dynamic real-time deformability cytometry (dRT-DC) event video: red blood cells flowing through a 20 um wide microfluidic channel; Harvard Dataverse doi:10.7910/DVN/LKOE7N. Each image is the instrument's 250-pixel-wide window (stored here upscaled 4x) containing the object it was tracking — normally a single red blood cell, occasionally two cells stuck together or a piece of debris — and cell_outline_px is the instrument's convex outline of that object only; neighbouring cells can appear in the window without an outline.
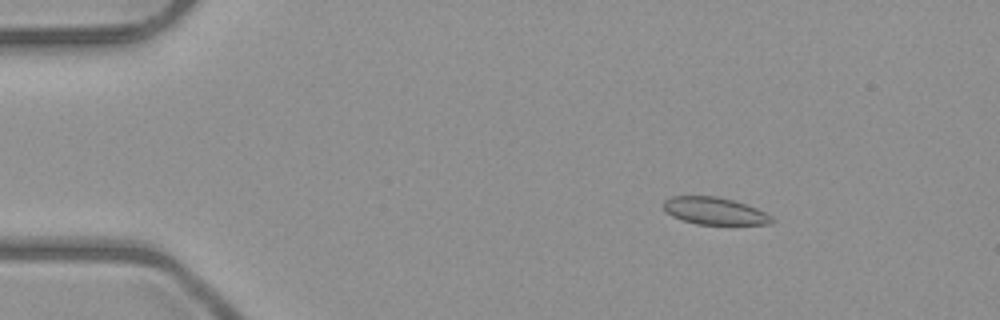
{"species": "common noctule bat (a hibernating species)", "species_latin": "Nyctalus noctula", "temperature_condition": "room temperature", "stored_images_in_passage": 6, "camera_frame_rate_fps": 3000, "um_per_image_px": 0.085, "animal": {"sex": "male", "body_mass_g": 23.1, "forearm_length_mm": 52.7}, "frame": {"image": 1, "passage_image": 2, "time_ms": 1.333, "image_size_px": [1000, 320], "cell_outline_px": [[776, 220], [772, 224], [696, 224], [680, 220], [672, 216], [664, 208], [664, 200], [672, 196], [716, 196], [732, 200], [756, 208], [772, 216]], "centroid_in_image_um": [60.74, 17.94], "position_along_channel_um": 24.3, "area_um2": 17.11}}
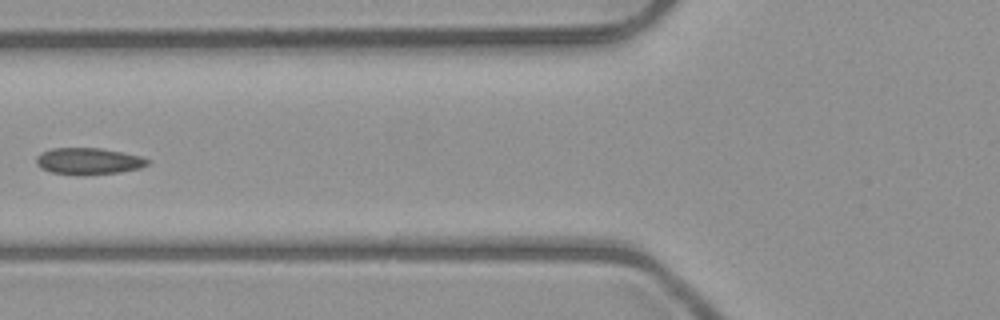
{"frame": {"image": 2, "passage_image": 6, "time_ms": 5.667, "image_size_px": [1000, 320], "cell_outline_px": [[152, 160], [148, 164], [140, 168], [120, 172], [76, 176], [52, 172], [40, 168], [36, 164], [36, 156], [40, 152], [52, 148], [100, 148], [140, 156]], "centroid_in_image_um": [7.49, 13.71], "position_along_channel_um": 118.3, "area_um2": 17.46}}